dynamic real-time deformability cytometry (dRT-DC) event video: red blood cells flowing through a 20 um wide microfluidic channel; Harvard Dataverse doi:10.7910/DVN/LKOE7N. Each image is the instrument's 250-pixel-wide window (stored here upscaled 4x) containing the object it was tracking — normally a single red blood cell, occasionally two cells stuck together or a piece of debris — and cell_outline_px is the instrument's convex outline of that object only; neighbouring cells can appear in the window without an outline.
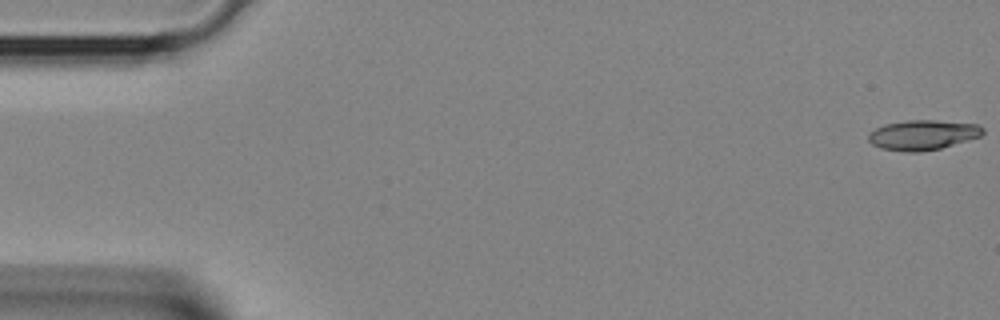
{"species": "Egyptian fruit bat (a non-hibernating species)", "species_latin": "Rousettus aegyptiacus", "temperature_condition": "room temperature", "stored_images_in_passage": 38, "camera_frame_rate_fps": 3000, "um_per_image_px": 0.085, "animal": {"sex": "female"}, "frame": {"image": 1, "passage_image": 1, "time_ms": 0.0, "image_size_px": [1000, 320], "cell_outline_px": [[984, 132], [980, 136], [940, 148], [920, 152], [904, 152], [880, 148], [872, 144], [868, 140], [868, 132], [884, 124], [908, 120], [932, 120], [980, 124], [984, 128]], "centroid_in_image_um": [78.41, 11.47], "position_along_channel_um": 6.6, "area_um2": 20.0}}
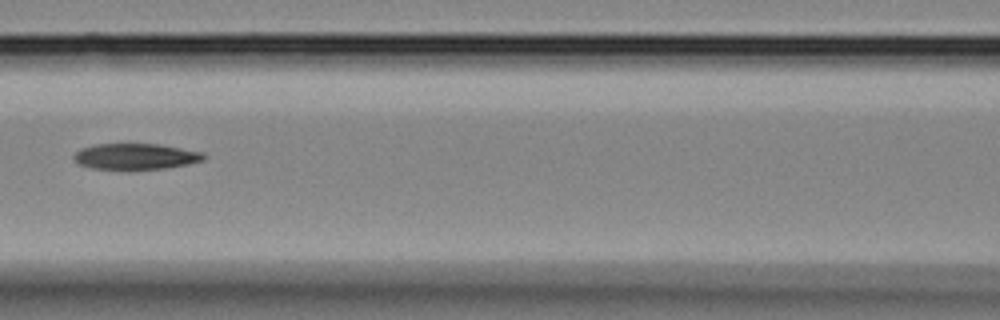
{"frame": {"image": 2, "passage_image": 17, "time_ms": 5.333, "image_size_px": [1000, 320], "cell_outline_px": [[208, 156], [204, 160], [188, 164], [164, 168], [92, 168], [80, 164], [72, 156], [80, 148], [92, 144], [160, 144], [204, 152]], "centroid_in_image_um": [11.57, 13.27], "position_along_channel_um": 155.0, "area_um2": 19.42}}
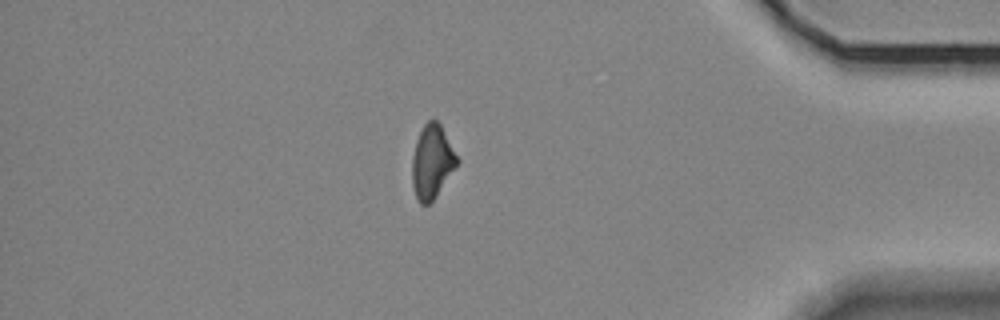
{"frame": {"image": 3, "passage_image": 33, "time_ms": 10.667, "image_size_px": [1000, 320], "cell_outline_px": [[460, 160], [436, 196], [428, 204], [420, 204], [416, 196], [412, 184], [412, 156], [416, 140], [424, 124], [428, 120], [436, 120], [440, 124]], "centroid_in_image_um": [36.71, 13.74], "position_along_channel_um": 398.5, "area_um2": 19.07}}